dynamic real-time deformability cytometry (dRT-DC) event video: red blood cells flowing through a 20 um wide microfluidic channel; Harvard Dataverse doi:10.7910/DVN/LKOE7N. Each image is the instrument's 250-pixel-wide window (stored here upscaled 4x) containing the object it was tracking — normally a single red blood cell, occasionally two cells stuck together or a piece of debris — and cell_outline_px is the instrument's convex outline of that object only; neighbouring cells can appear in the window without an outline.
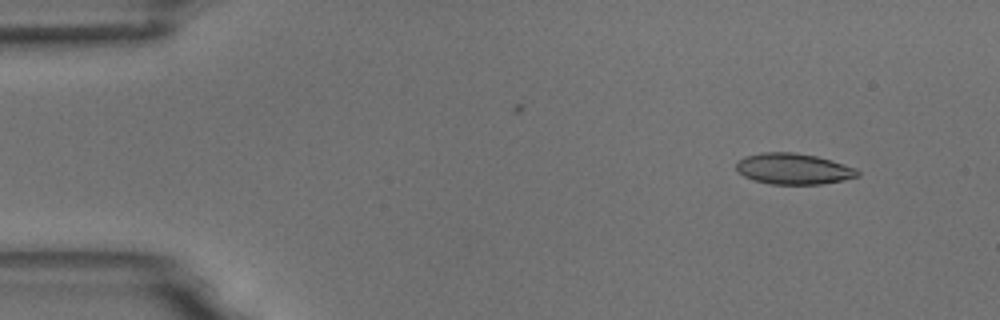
{"species": "common noctule bat (a hibernating species)", "species_latin": "Nyctalus noctula", "temperature_condition": "room temperature", "stored_images_in_passage": 3, "camera_frame_rate_fps": 3000, "um_per_image_px": 0.085, "animal": {"sex": "male", "body_mass_g": 18.8}, "frame": {"image": 1, "passage_image": 1, "time_ms": 0.0, "image_size_px": [1000, 320], "cell_outline_px": [[860, 176], [844, 180], [820, 184], [772, 184], [752, 180], [736, 172], [736, 160], [744, 156], [764, 152], [792, 152], [816, 156], [832, 160], [856, 168], [860, 172]], "centroid_in_image_um": [67.42, 14.35], "position_along_channel_um": 17.6, "area_um2": 22.14}}
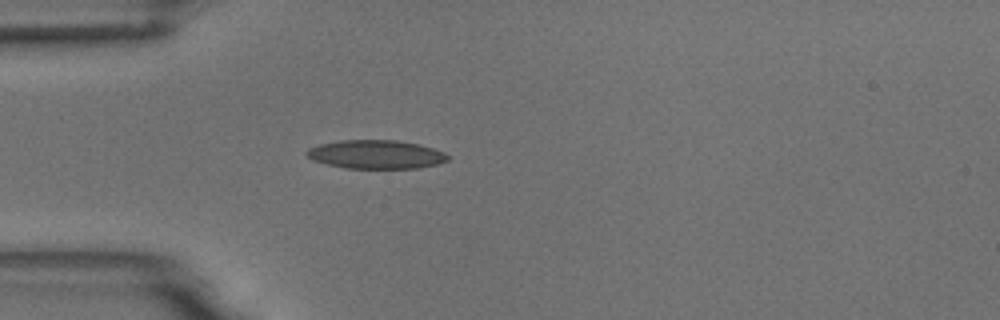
{"frame": {"image": 2, "passage_image": 3, "time_ms": 3.333, "image_size_px": [1000, 320], "cell_outline_px": [[448, 160], [440, 164], [416, 168], [344, 168], [312, 160], [304, 152], [308, 148], [320, 144], [340, 140], [396, 140], [420, 144], [444, 152], [448, 156]], "centroid_in_image_um": [31.96, 13.12], "position_along_channel_um": 53.0, "area_um2": 23.58}}